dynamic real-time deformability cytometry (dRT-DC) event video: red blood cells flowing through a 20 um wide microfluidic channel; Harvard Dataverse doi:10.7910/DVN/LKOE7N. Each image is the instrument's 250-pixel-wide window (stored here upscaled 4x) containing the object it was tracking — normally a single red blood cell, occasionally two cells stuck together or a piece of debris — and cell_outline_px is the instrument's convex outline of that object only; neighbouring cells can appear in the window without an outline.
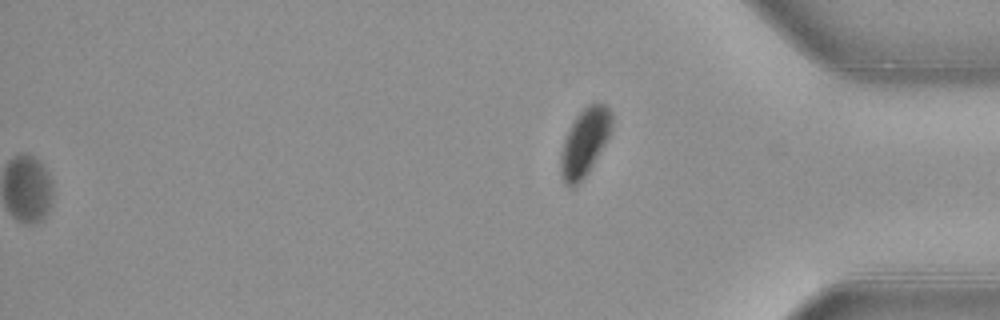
{"species": "common noctule bat (a hibernating species)", "species_latin": "Nyctalus noctula", "temperature_condition": "warm", "stored_images_in_passage": 53, "segment_of_instrument_passage": [2, 2], "camera_frame_rate_fps": 3000, "um_per_image_px": 0.085, "animal": {"sex": "female", "body_mass_g": 21.9}, "frame": {"image": 1, "passage_image": 53, "time_ms": 17.333, "image_size_px": [1000, 320], "cell_outline_px": [[612, 132], [608, 140], [588, 172], [572, 188], [568, 188], [564, 184], [560, 176], [560, 152], [564, 140], [576, 116], [588, 104], [600, 100], [612, 112]], "centroid_in_image_um": [49.71, 12.08], "position_along_channel_um": 385.5, "area_um2": 20.4}}